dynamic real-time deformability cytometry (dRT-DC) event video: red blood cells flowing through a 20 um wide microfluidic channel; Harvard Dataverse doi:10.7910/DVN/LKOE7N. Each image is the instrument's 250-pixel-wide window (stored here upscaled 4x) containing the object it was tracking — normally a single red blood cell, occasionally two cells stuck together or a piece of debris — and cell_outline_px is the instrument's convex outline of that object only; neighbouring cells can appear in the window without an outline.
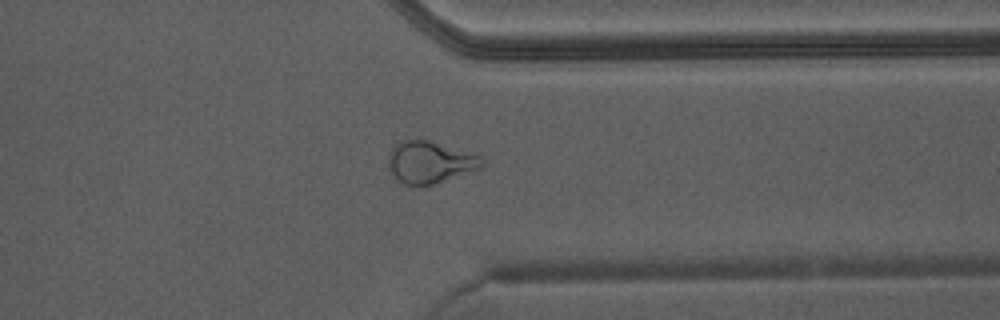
{"species": "Egyptian fruit bat (a non-hibernating species)", "species_latin": "Rousettus aegyptiacus", "temperature_condition": "warm", "stored_images_in_passage": 32, "camera_frame_rate_fps": 3000, "um_per_image_px": 0.085, "animal": {"sex": "male"}, "frame": {"image": 1, "passage_image": 23, "time_ms": 7.333, "image_size_px": [1000, 320], "cell_outline_px": [[484, 168], [424, 188], [404, 184], [388, 168], [388, 156], [392, 148], [396, 144], [404, 140], [428, 140], [480, 156], [484, 160]], "centroid_in_image_um": [36.57, 13.83], "position_along_channel_um": 374.8, "area_um2": 23.12}, "authors_computed_cell_mechanics": {"area_um2": 22.1374, "velocity_mm_per_s": 4.4345, "shape_relaxation_time_tau1_ms": null, "shape_relaxation_time_tau2_ms": 1.4816, "deformation_change_tau1": null, "deformation_change_tau2": 0.0909}}